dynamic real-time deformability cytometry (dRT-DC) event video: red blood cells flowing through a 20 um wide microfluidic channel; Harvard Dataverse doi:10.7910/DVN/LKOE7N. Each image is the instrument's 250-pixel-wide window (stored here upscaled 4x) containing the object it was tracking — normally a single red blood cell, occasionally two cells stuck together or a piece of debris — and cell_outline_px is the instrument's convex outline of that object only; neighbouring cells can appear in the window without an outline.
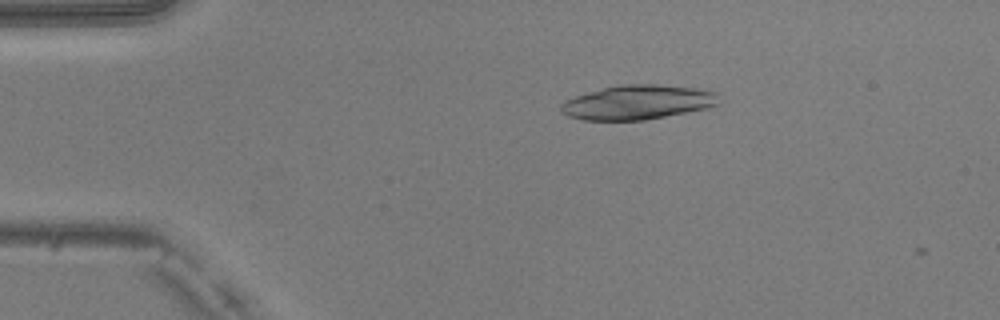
{"species": "common noctule bat (a hibernating species)", "species_latin": "Nyctalus noctula", "temperature_condition": "warm", "stored_images_in_passage": 8, "camera_frame_rate_fps": 3000, "um_per_image_px": 0.085, "animal": {"sex": "male", "body_mass_g": 20.5, "forearm_length_mm": 52.5}, "frame": {"image": 1, "passage_image": 2, "time_ms": 0.333, "image_size_px": [1000, 320], "cell_outline_px": [[720, 104], [708, 108], [644, 120], [580, 120], [568, 116], [560, 112], [560, 104], [564, 100], [576, 96], [604, 88], [620, 84], [660, 84], [700, 88], [716, 92]], "centroid_in_image_um": [54.21, 8.69], "position_along_channel_um": 30.8, "area_um2": 31.85}}